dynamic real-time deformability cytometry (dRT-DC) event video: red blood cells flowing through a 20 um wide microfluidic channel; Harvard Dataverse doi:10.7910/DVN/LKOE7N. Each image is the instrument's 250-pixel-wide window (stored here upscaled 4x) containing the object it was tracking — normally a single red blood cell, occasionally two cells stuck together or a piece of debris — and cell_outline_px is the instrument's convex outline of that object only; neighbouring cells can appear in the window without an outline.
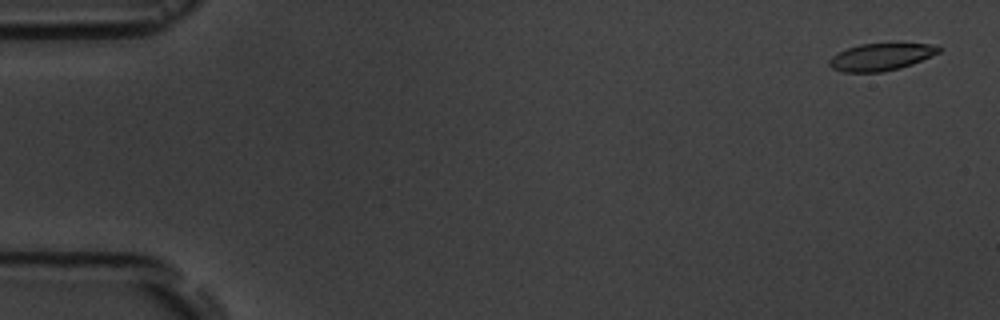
{"species": "common noctule bat (a hibernating species)", "species_latin": "Nyctalus noctula", "temperature_condition": "room temperature", "stored_images_in_passage": 6, "camera_frame_rate_fps": 3000, "um_per_image_px": 0.085, "animal": {"sex": "male", "body_mass_g": 19.5, "forearm_length_mm": 54.6}, "frame": {"image": 1, "passage_image": 1, "time_ms": 0.0, "image_size_px": [1000, 320], "cell_outline_px": [[940, 52], [912, 64], [900, 68], [880, 72], [844, 72], [832, 68], [828, 64], [828, 60], [832, 56], [848, 48], [860, 44], [928, 44], [940, 48]], "centroid_in_image_um": [74.83, 4.85], "position_along_channel_um": 10.2, "area_um2": 16.99}}
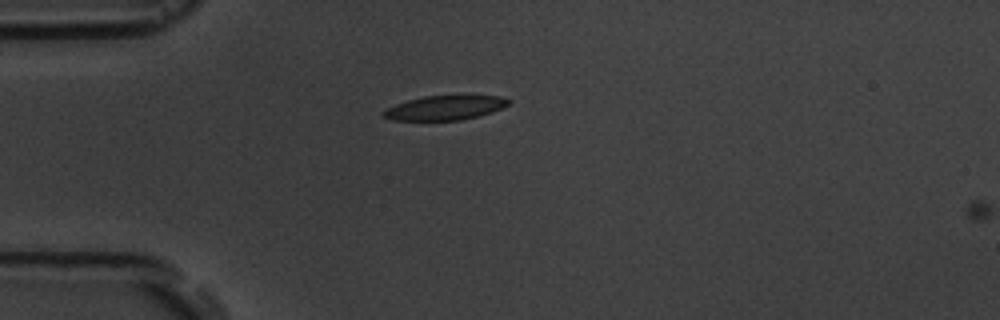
{"frame": {"image": 2, "passage_image": 5, "time_ms": 4.333, "image_size_px": [1000, 320], "cell_outline_px": [[512, 100], [508, 104], [492, 112], [460, 120], [392, 120], [384, 116], [380, 112], [396, 104], [408, 100], [424, 96], [500, 96]], "centroid_in_image_um": [37.8, 9.16], "position_along_channel_um": 47.2, "area_um2": 17.46}}